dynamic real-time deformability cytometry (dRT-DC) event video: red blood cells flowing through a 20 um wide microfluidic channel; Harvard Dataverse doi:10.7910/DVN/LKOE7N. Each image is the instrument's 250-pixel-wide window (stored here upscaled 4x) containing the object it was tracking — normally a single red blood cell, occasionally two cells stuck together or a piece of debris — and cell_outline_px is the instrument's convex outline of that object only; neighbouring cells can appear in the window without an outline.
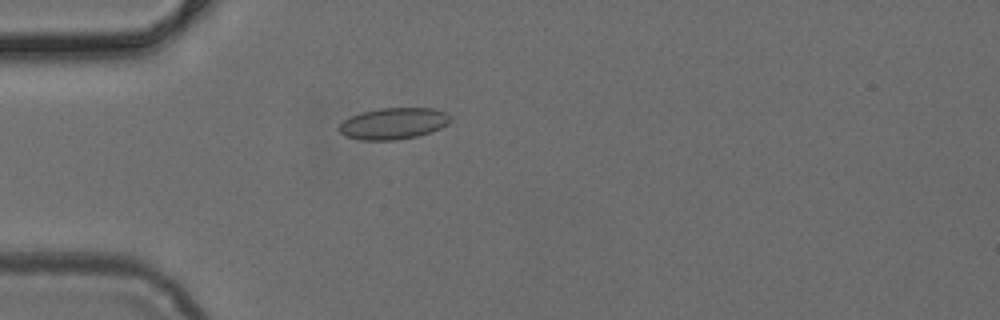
{"species": "common noctule bat (a hibernating species)", "species_latin": "Nyctalus noctula", "temperature_condition": "cold", "stored_images_in_passage": 14, "camera_frame_rate_fps": 3000, "um_per_image_px": 0.085, "animal": {"sex": "female", "body_mass_g": 24.6, "forearm_length_mm": 56.2}, "frame": {"image": 1, "passage_image": 1, "time_ms": 0.0, "image_size_px": [1000, 320], "cell_outline_px": [[452, 120], [448, 124], [432, 132], [416, 136], [396, 140], [360, 140], [344, 136], [336, 128], [344, 120], [360, 112], [380, 108], [432, 108], [448, 112], [452, 116]], "centroid_in_image_um": [33.46, 10.49], "position_along_channel_um": 51.5, "area_um2": 20.69}}
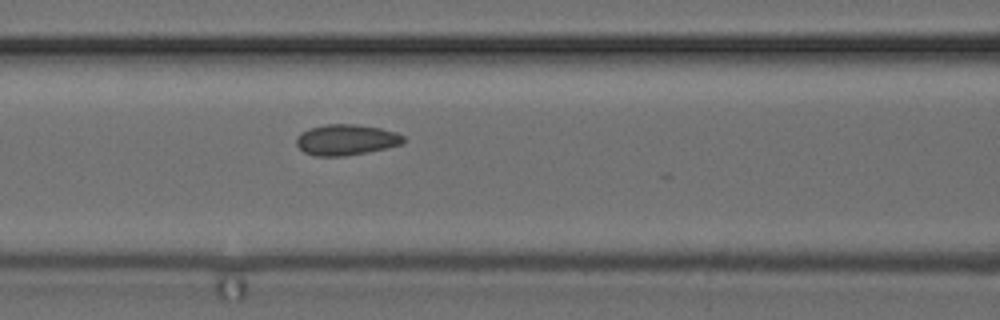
{"frame": {"image": 2, "passage_image": 8, "time_ms": 2.333, "image_size_px": [1000, 320], "cell_outline_px": [[404, 140], [400, 144], [384, 148], [344, 156], [316, 156], [304, 152], [296, 144], [296, 136], [300, 132], [308, 128], [324, 124], [356, 124], [380, 128], [396, 132], [404, 136]], "centroid_in_image_um": [29.36, 11.86], "position_along_channel_um": 137.2, "area_um2": 19.13}}
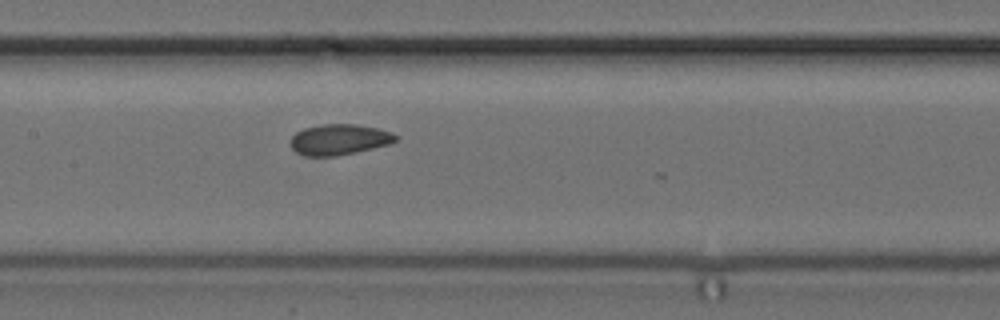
{"frame": {"image": 3, "passage_image": 11, "time_ms": 3.333, "image_size_px": [1000, 320], "cell_outline_px": [[400, 136], [392, 144], [336, 156], [304, 156], [296, 152], [292, 148], [292, 136], [296, 132], [304, 128], [320, 124], [356, 124], [380, 128], [392, 132]], "centroid_in_image_um": [28.88, 11.85], "position_along_channel_um": 178.5, "area_um2": 19.02}}